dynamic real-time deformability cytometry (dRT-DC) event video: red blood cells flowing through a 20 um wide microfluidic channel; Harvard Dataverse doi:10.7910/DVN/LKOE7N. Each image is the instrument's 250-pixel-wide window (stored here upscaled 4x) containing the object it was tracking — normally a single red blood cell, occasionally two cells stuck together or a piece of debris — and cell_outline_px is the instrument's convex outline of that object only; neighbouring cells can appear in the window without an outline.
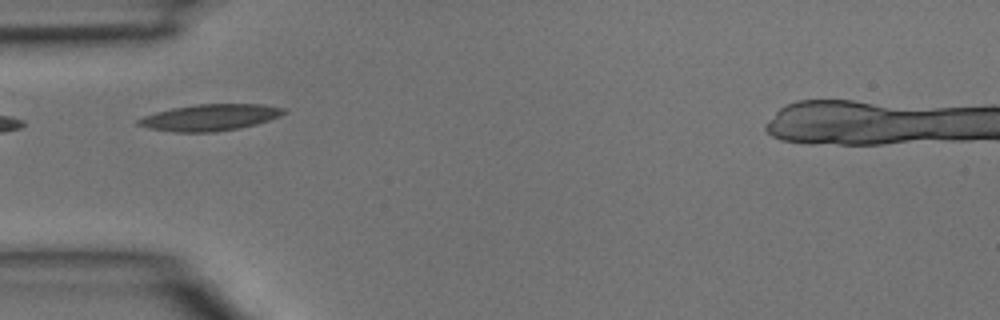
{"species": "common noctule bat (a hibernating species)", "species_latin": "Nyctalus noctula", "temperature_condition": "room temperature", "stored_images_in_passage": 3, "camera_frame_rate_fps": 3000, "um_per_image_px": 0.085, "animal": {"sex": "male", "body_mass_g": 15.6}, "frame": {"image": 1, "passage_image": 3, "time_ms": 0.667, "image_size_px": [1000, 320], "cell_outline_px": [[288, 112], [280, 116], [256, 124], [216, 132], [172, 132], [148, 128], [136, 124], [136, 120], [144, 116], [156, 112], [172, 108], [196, 104], [260, 104], [284, 108]], "centroid_in_image_um": [17.83, 9.98], "position_along_channel_um": 67.2, "area_um2": 22.37}}